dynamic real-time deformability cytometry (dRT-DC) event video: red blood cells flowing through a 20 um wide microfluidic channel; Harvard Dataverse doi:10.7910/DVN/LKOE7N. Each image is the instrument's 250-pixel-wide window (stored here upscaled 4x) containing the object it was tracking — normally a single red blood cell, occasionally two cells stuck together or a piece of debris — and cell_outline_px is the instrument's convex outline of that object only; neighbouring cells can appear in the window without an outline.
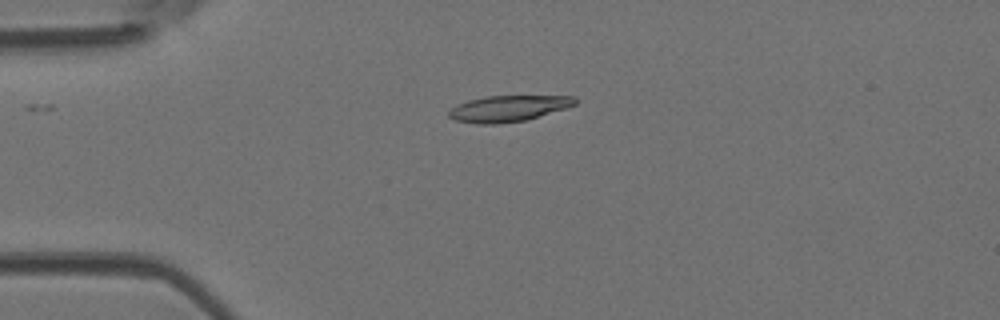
{"species": "Egyptian fruit bat (a non-hibernating species)", "species_latin": "Rousettus aegyptiacus", "temperature_condition": "room temperature", "stored_images_in_passage": 5, "camera_frame_rate_fps": 3000, "um_per_image_px": 0.085, "animal": {"sex": "female"}, "frame": {"image": 1, "passage_image": 3, "time_ms": 0.667, "image_size_px": [1000, 320], "cell_outline_px": [[576, 104], [564, 108], [524, 120], [496, 124], [476, 124], [456, 120], [448, 116], [448, 112], [456, 104], [468, 100], [484, 96], [576, 96]], "centroid_in_image_um": [43.15, 9.21], "position_along_channel_um": 41.9, "area_um2": 18.96}}
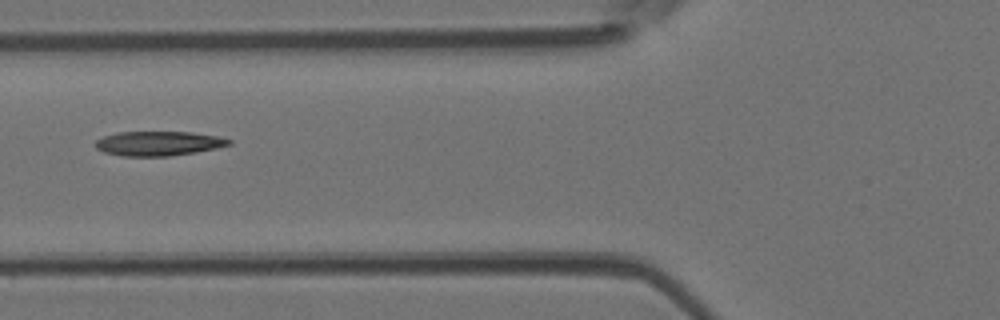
{"frame": {"image": 2, "passage_image": 5, "time_ms": 1.333, "image_size_px": [1000, 320], "cell_outline_px": [[232, 144], [216, 148], [196, 152], [168, 156], [120, 156], [104, 152], [96, 148], [96, 140], [104, 136], [116, 132], [192, 132], [216, 136], [232, 140]], "centroid_in_image_um": [13.46, 12.19], "position_along_channel_um": 112.3, "area_um2": 19.02}}